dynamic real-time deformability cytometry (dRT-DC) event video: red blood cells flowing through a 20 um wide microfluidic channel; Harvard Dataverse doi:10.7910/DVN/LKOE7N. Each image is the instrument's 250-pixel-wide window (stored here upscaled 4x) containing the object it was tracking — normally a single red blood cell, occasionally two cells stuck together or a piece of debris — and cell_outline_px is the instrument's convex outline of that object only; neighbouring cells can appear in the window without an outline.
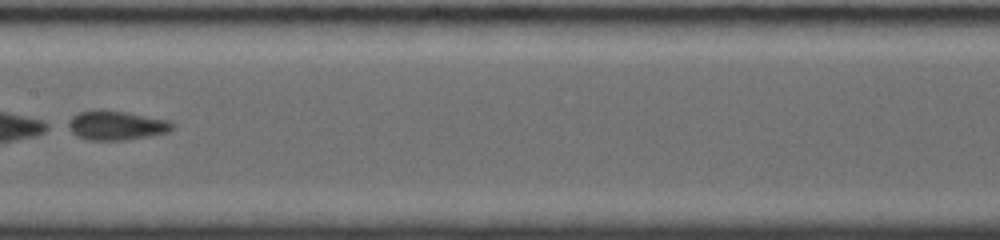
{"species": "common noctule bat (a hibernating species)", "species_latin": "Nyctalus noctula", "temperature_condition": "room temperature", "stored_images_in_passage": 11, "camera_frame_rate_fps": 4000, "um_per_image_px": 0.085, "animal": {"sex": "female", "body_mass_g": 19.0, "forearm_length_mm": 56.7}, "frame": {"image": 1, "passage_image": 8, "time_ms": 3.25, "image_size_px": [1000, 240], "cell_outline_px": [[176, 124], [168, 132], [148, 136], [124, 140], [88, 140], [76, 136], [64, 128], [60, 124], [72, 116], [80, 112], [124, 112], [168, 120]], "centroid_in_image_um": [9.78, 10.69], "position_along_channel_um": 197.6, "area_um2": 17.63}}